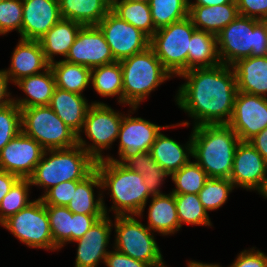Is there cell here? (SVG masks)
I'll use <instances>...</instances> for the list:
<instances>
[{
	"mask_svg": "<svg viewBox=\"0 0 267 267\" xmlns=\"http://www.w3.org/2000/svg\"><path fill=\"white\" fill-rule=\"evenodd\" d=\"M178 77L186 81L180 85L175 102L194 119L193 126L229 123L238 91L232 66L221 63L195 68Z\"/></svg>",
	"mask_w": 267,
	"mask_h": 267,
	"instance_id": "1",
	"label": "cell"
},
{
	"mask_svg": "<svg viewBox=\"0 0 267 267\" xmlns=\"http://www.w3.org/2000/svg\"><path fill=\"white\" fill-rule=\"evenodd\" d=\"M192 154L209 178L229 179L238 135L228 124L193 126Z\"/></svg>",
	"mask_w": 267,
	"mask_h": 267,
	"instance_id": "2",
	"label": "cell"
},
{
	"mask_svg": "<svg viewBox=\"0 0 267 267\" xmlns=\"http://www.w3.org/2000/svg\"><path fill=\"white\" fill-rule=\"evenodd\" d=\"M95 169L100 176L102 190L110 191L113 206L109 211H114L115 216L141 217L147 200L153 196L145 185L142 175L109 159L97 161Z\"/></svg>",
	"mask_w": 267,
	"mask_h": 267,
	"instance_id": "3",
	"label": "cell"
},
{
	"mask_svg": "<svg viewBox=\"0 0 267 267\" xmlns=\"http://www.w3.org/2000/svg\"><path fill=\"white\" fill-rule=\"evenodd\" d=\"M49 155V157H47ZM96 161L79 145L45 150L33 174L31 185L50 188L65 181H81L95 169Z\"/></svg>",
	"mask_w": 267,
	"mask_h": 267,
	"instance_id": "4",
	"label": "cell"
},
{
	"mask_svg": "<svg viewBox=\"0 0 267 267\" xmlns=\"http://www.w3.org/2000/svg\"><path fill=\"white\" fill-rule=\"evenodd\" d=\"M120 64L123 75V104L132 108V114L156 87L173 77L150 47L121 60Z\"/></svg>",
	"mask_w": 267,
	"mask_h": 267,
	"instance_id": "5",
	"label": "cell"
},
{
	"mask_svg": "<svg viewBox=\"0 0 267 267\" xmlns=\"http://www.w3.org/2000/svg\"><path fill=\"white\" fill-rule=\"evenodd\" d=\"M216 36L222 64L231 66L242 58L267 55L266 25L258 19L239 15Z\"/></svg>",
	"mask_w": 267,
	"mask_h": 267,
	"instance_id": "6",
	"label": "cell"
},
{
	"mask_svg": "<svg viewBox=\"0 0 267 267\" xmlns=\"http://www.w3.org/2000/svg\"><path fill=\"white\" fill-rule=\"evenodd\" d=\"M136 215H116L114 247L117 251L148 264L150 267H167L154 238V233Z\"/></svg>",
	"mask_w": 267,
	"mask_h": 267,
	"instance_id": "7",
	"label": "cell"
},
{
	"mask_svg": "<svg viewBox=\"0 0 267 267\" xmlns=\"http://www.w3.org/2000/svg\"><path fill=\"white\" fill-rule=\"evenodd\" d=\"M22 132L45 150L67 149L77 145V135L49 105L21 109Z\"/></svg>",
	"mask_w": 267,
	"mask_h": 267,
	"instance_id": "8",
	"label": "cell"
},
{
	"mask_svg": "<svg viewBox=\"0 0 267 267\" xmlns=\"http://www.w3.org/2000/svg\"><path fill=\"white\" fill-rule=\"evenodd\" d=\"M195 30L196 28L188 16L157 29L150 37L149 47L173 77L187 71L188 48Z\"/></svg>",
	"mask_w": 267,
	"mask_h": 267,
	"instance_id": "9",
	"label": "cell"
},
{
	"mask_svg": "<svg viewBox=\"0 0 267 267\" xmlns=\"http://www.w3.org/2000/svg\"><path fill=\"white\" fill-rule=\"evenodd\" d=\"M124 113L115 111L103 102H91L87 110L85 121L80 134L77 136V145L81 146L96 162L104 160L102 151L112 148L117 140ZM81 133L90 139L88 144Z\"/></svg>",
	"mask_w": 267,
	"mask_h": 267,
	"instance_id": "10",
	"label": "cell"
},
{
	"mask_svg": "<svg viewBox=\"0 0 267 267\" xmlns=\"http://www.w3.org/2000/svg\"><path fill=\"white\" fill-rule=\"evenodd\" d=\"M1 226L28 247L47 251L58 249L53 242L46 206L40 197L9 217Z\"/></svg>",
	"mask_w": 267,
	"mask_h": 267,
	"instance_id": "11",
	"label": "cell"
},
{
	"mask_svg": "<svg viewBox=\"0 0 267 267\" xmlns=\"http://www.w3.org/2000/svg\"><path fill=\"white\" fill-rule=\"evenodd\" d=\"M180 125L188 127L190 123L183 121L172 126H159L141 117H132L130 114L128 116L124 114L117 137L120 141L118 148L119 160L110 155H106L105 159L123 164L130 157L150 151L157 135L161 132L160 130Z\"/></svg>",
	"mask_w": 267,
	"mask_h": 267,
	"instance_id": "12",
	"label": "cell"
},
{
	"mask_svg": "<svg viewBox=\"0 0 267 267\" xmlns=\"http://www.w3.org/2000/svg\"><path fill=\"white\" fill-rule=\"evenodd\" d=\"M97 26L103 32L116 61L143 52L149 47L150 38L145 33L120 19L111 10Z\"/></svg>",
	"mask_w": 267,
	"mask_h": 267,
	"instance_id": "13",
	"label": "cell"
},
{
	"mask_svg": "<svg viewBox=\"0 0 267 267\" xmlns=\"http://www.w3.org/2000/svg\"><path fill=\"white\" fill-rule=\"evenodd\" d=\"M228 125L240 141L249 142L267 127V97L237 91Z\"/></svg>",
	"mask_w": 267,
	"mask_h": 267,
	"instance_id": "14",
	"label": "cell"
},
{
	"mask_svg": "<svg viewBox=\"0 0 267 267\" xmlns=\"http://www.w3.org/2000/svg\"><path fill=\"white\" fill-rule=\"evenodd\" d=\"M90 69L116 62L103 32L97 25L82 26L65 59Z\"/></svg>",
	"mask_w": 267,
	"mask_h": 267,
	"instance_id": "15",
	"label": "cell"
},
{
	"mask_svg": "<svg viewBox=\"0 0 267 267\" xmlns=\"http://www.w3.org/2000/svg\"><path fill=\"white\" fill-rule=\"evenodd\" d=\"M45 149L22 131L0 151V169L29 178L40 162Z\"/></svg>",
	"mask_w": 267,
	"mask_h": 267,
	"instance_id": "16",
	"label": "cell"
},
{
	"mask_svg": "<svg viewBox=\"0 0 267 267\" xmlns=\"http://www.w3.org/2000/svg\"><path fill=\"white\" fill-rule=\"evenodd\" d=\"M266 174L267 161L249 142L240 141L235 150L233 169L229 178L234 187L257 190Z\"/></svg>",
	"mask_w": 267,
	"mask_h": 267,
	"instance_id": "17",
	"label": "cell"
},
{
	"mask_svg": "<svg viewBox=\"0 0 267 267\" xmlns=\"http://www.w3.org/2000/svg\"><path fill=\"white\" fill-rule=\"evenodd\" d=\"M20 39L39 40L60 19L59 0H22Z\"/></svg>",
	"mask_w": 267,
	"mask_h": 267,
	"instance_id": "18",
	"label": "cell"
},
{
	"mask_svg": "<svg viewBox=\"0 0 267 267\" xmlns=\"http://www.w3.org/2000/svg\"><path fill=\"white\" fill-rule=\"evenodd\" d=\"M113 221L105 215L99 219L82 238L74 241L77 243V254L74 267H97L99 262L108 255L107 246L110 241Z\"/></svg>",
	"mask_w": 267,
	"mask_h": 267,
	"instance_id": "19",
	"label": "cell"
},
{
	"mask_svg": "<svg viewBox=\"0 0 267 267\" xmlns=\"http://www.w3.org/2000/svg\"><path fill=\"white\" fill-rule=\"evenodd\" d=\"M11 54V65L3 71L14 84L24 77L41 73L50 66L38 40H19Z\"/></svg>",
	"mask_w": 267,
	"mask_h": 267,
	"instance_id": "20",
	"label": "cell"
},
{
	"mask_svg": "<svg viewBox=\"0 0 267 267\" xmlns=\"http://www.w3.org/2000/svg\"><path fill=\"white\" fill-rule=\"evenodd\" d=\"M231 66L239 92L267 97V55L242 58Z\"/></svg>",
	"mask_w": 267,
	"mask_h": 267,
	"instance_id": "21",
	"label": "cell"
},
{
	"mask_svg": "<svg viewBox=\"0 0 267 267\" xmlns=\"http://www.w3.org/2000/svg\"><path fill=\"white\" fill-rule=\"evenodd\" d=\"M91 104L80 94L55 88L49 106L77 136L83 128Z\"/></svg>",
	"mask_w": 267,
	"mask_h": 267,
	"instance_id": "22",
	"label": "cell"
},
{
	"mask_svg": "<svg viewBox=\"0 0 267 267\" xmlns=\"http://www.w3.org/2000/svg\"><path fill=\"white\" fill-rule=\"evenodd\" d=\"M14 85L25 94V98H13V102L20 108L49 105L56 88L55 77L50 66L41 73L24 77Z\"/></svg>",
	"mask_w": 267,
	"mask_h": 267,
	"instance_id": "23",
	"label": "cell"
},
{
	"mask_svg": "<svg viewBox=\"0 0 267 267\" xmlns=\"http://www.w3.org/2000/svg\"><path fill=\"white\" fill-rule=\"evenodd\" d=\"M95 187L100 191L102 189L101 179L96 169L77 184L74 195L66 207L75 214L108 216L104 197L100 191L97 199L95 198L93 189Z\"/></svg>",
	"mask_w": 267,
	"mask_h": 267,
	"instance_id": "24",
	"label": "cell"
},
{
	"mask_svg": "<svg viewBox=\"0 0 267 267\" xmlns=\"http://www.w3.org/2000/svg\"><path fill=\"white\" fill-rule=\"evenodd\" d=\"M239 16L237 3L215 6L189 5V17L197 30L217 35Z\"/></svg>",
	"mask_w": 267,
	"mask_h": 267,
	"instance_id": "25",
	"label": "cell"
},
{
	"mask_svg": "<svg viewBox=\"0 0 267 267\" xmlns=\"http://www.w3.org/2000/svg\"><path fill=\"white\" fill-rule=\"evenodd\" d=\"M150 153L161 168L171 175L190 161L189 156H193L192 137L190 135L189 141L182 145L160 132L152 144Z\"/></svg>",
	"mask_w": 267,
	"mask_h": 267,
	"instance_id": "26",
	"label": "cell"
},
{
	"mask_svg": "<svg viewBox=\"0 0 267 267\" xmlns=\"http://www.w3.org/2000/svg\"><path fill=\"white\" fill-rule=\"evenodd\" d=\"M148 208L147 227L161 235H171L181 229L173 193L153 195Z\"/></svg>",
	"mask_w": 267,
	"mask_h": 267,
	"instance_id": "27",
	"label": "cell"
},
{
	"mask_svg": "<svg viewBox=\"0 0 267 267\" xmlns=\"http://www.w3.org/2000/svg\"><path fill=\"white\" fill-rule=\"evenodd\" d=\"M82 26L78 22L61 18L38 40L43 49L45 59L49 64L55 62V55L67 57L70 47L74 44L75 38Z\"/></svg>",
	"mask_w": 267,
	"mask_h": 267,
	"instance_id": "28",
	"label": "cell"
},
{
	"mask_svg": "<svg viewBox=\"0 0 267 267\" xmlns=\"http://www.w3.org/2000/svg\"><path fill=\"white\" fill-rule=\"evenodd\" d=\"M60 15L83 26L97 25L111 10L107 0H59Z\"/></svg>",
	"mask_w": 267,
	"mask_h": 267,
	"instance_id": "29",
	"label": "cell"
},
{
	"mask_svg": "<svg viewBox=\"0 0 267 267\" xmlns=\"http://www.w3.org/2000/svg\"><path fill=\"white\" fill-rule=\"evenodd\" d=\"M221 64L217 49V36L195 30L190 39L187 54V71L195 68H211Z\"/></svg>",
	"mask_w": 267,
	"mask_h": 267,
	"instance_id": "30",
	"label": "cell"
},
{
	"mask_svg": "<svg viewBox=\"0 0 267 267\" xmlns=\"http://www.w3.org/2000/svg\"><path fill=\"white\" fill-rule=\"evenodd\" d=\"M55 77L56 87L83 95L82 92L91 83V69L80 65L55 61L50 64Z\"/></svg>",
	"mask_w": 267,
	"mask_h": 267,
	"instance_id": "31",
	"label": "cell"
},
{
	"mask_svg": "<svg viewBox=\"0 0 267 267\" xmlns=\"http://www.w3.org/2000/svg\"><path fill=\"white\" fill-rule=\"evenodd\" d=\"M91 84L102 97L118 96L123 104V75L120 61L91 69Z\"/></svg>",
	"mask_w": 267,
	"mask_h": 267,
	"instance_id": "32",
	"label": "cell"
},
{
	"mask_svg": "<svg viewBox=\"0 0 267 267\" xmlns=\"http://www.w3.org/2000/svg\"><path fill=\"white\" fill-rule=\"evenodd\" d=\"M123 165L142 175L144 183L152 195L164 194L160 188L164 179L170 175L153 159L150 151L128 158Z\"/></svg>",
	"mask_w": 267,
	"mask_h": 267,
	"instance_id": "33",
	"label": "cell"
},
{
	"mask_svg": "<svg viewBox=\"0 0 267 267\" xmlns=\"http://www.w3.org/2000/svg\"><path fill=\"white\" fill-rule=\"evenodd\" d=\"M111 11L120 19L140 29L149 38L157 30L154 26L149 3L140 1H115Z\"/></svg>",
	"mask_w": 267,
	"mask_h": 267,
	"instance_id": "34",
	"label": "cell"
},
{
	"mask_svg": "<svg viewBox=\"0 0 267 267\" xmlns=\"http://www.w3.org/2000/svg\"><path fill=\"white\" fill-rule=\"evenodd\" d=\"M180 227L187 225L212 226L209 214L197 194H174Z\"/></svg>",
	"mask_w": 267,
	"mask_h": 267,
	"instance_id": "35",
	"label": "cell"
},
{
	"mask_svg": "<svg viewBox=\"0 0 267 267\" xmlns=\"http://www.w3.org/2000/svg\"><path fill=\"white\" fill-rule=\"evenodd\" d=\"M149 6L156 29L189 16L188 0H150Z\"/></svg>",
	"mask_w": 267,
	"mask_h": 267,
	"instance_id": "36",
	"label": "cell"
},
{
	"mask_svg": "<svg viewBox=\"0 0 267 267\" xmlns=\"http://www.w3.org/2000/svg\"><path fill=\"white\" fill-rule=\"evenodd\" d=\"M174 182L173 194H197L209 179L207 173L195 162L189 161L178 171L170 175Z\"/></svg>",
	"mask_w": 267,
	"mask_h": 267,
	"instance_id": "37",
	"label": "cell"
},
{
	"mask_svg": "<svg viewBox=\"0 0 267 267\" xmlns=\"http://www.w3.org/2000/svg\"><path fill=\"white\" fill-rule=\"evenodd\" d=\"M54 245L62 248L72 242L73 213L66 206L45 205Z\"/></svg>",
	"mask_w": 267,
	"mask_h": 267,
	"instance_id": "38",
	"label": "cell"
},
{
	"mask_svg": "<svg viewBox=\"0 0 267 267\" xmlns=\"http://www.w3.org/2000/svg\"><path fill=\"white\" fill-rule=\"evenodd\" d=\"M30 186L29 178H19L3 197L0 203V225L32 202L28 194Z\"/></svg>",
	"mask_w": 267,
	"mask_h": 267,
	"instance_id": "39",
	"label": "cell"
},
{
	"mask_svg": "<svg viewBox=\"0 0 267 267\" xmlns=\"http://www.w3.org/2000/svg\"><path fill=\"white\" fill-rule=\"evenodd\" d=\"M234 185L227 178H209L198 196L207 211L217 210L224 205L229 194L234 190Z\"/></svg>",
	"mask_w": 267,
	"mask_h": 267,
	"instance_id": "40",
	"label": "cell"
},
{
	"mask_svg": "<svg viewBox=\"0 0 267 267\" xmlns=\"http://www.w3.org/2000/svg\"><path fill=\"white\" fill-rule=\"evenodd\" d=\"M21 131V109L14 102L0 107V151Z\"/></svg>",
	"mask_w": 267,
	"mask_h": 267,
	"instance_id": "41",
	"label": "cell"
},
{
	"mask_svg": "<svg viewBox=\"0 0 267 267\" xmlns=\"http://www.w3.org/2000/svg\"><path fill=\"white\" fill-rule=\"evenodd\" d=\"M22 0L0 1V35L16 30L21 36Z\"/></svg>",
	"mask_w": 267,
	"mask_h": 267,
	"instance_id": "42",
	"label": "cell"
},
{
	"mask_svg": "<svg viewBox=\"0 0 267 267\" xmlns=\"http://www.w3.org/2000/svg\"><path fill=\"white\" fill-rule=\"evenodd\" d=\"M80 181H65L50 188L40 198L45 205L67 206Z\"/></svg>",
	"mask_w": 267,
	"mask_h": 267,
	"instance_id": "43",
	"label": "cell"
},
{
	"mask_svg": "<svg viewBox=\"0 0 267 267\" xmlns=\"http://www.w3.org/2000/svg\"><path fill=\"white\" fill-rule=\"evenodd\" d=\"M239 15L260 21L267 19V0H236Z\"/></svg>",
	"mask_w": 267,
	"mask_h": 267,
	"instance_id": "44",
	"label": "cell"
},
{
	"mask_svg": "<svg viewBox=\"0 0 267 267\" xmlns=\"http://www.w3.org/2000/svg\"><path fill=\"white\" fill-rule=\"evenodd\" d=\"M255 249L241 251L229 267H267V255Z\"/></svg>",
	"mask_w": 267,
	"mask_h": 267,
	"instance_id": "45",
	"label": "cell"
},
{
	"mask_svg": "<svg viewBox=\"0 0 267 267\" xmlns=\"http://www.w3.org/2000/svg\"><path fill=\"white\" fill-rule=\"evenodd\" d=\"M105 215H85L73 213V225H72V242L83 235L101 218Z\"/></svg>",
	"mask_w": 267,
	"mask_h": 267,
	"instance_id": "46",
	"label": "cell"
},
{
	"mask_svg": "<svg viewBox=\"0 0 267 267\" xmlns=\"http://www.w3.org/2000/svg\"><path fill=\"white\" fill-rule=\"evenodd\" d=\"M104 264L107 267H150L148 264L133 259L116 249L110 251L105 258Z\"/></svg>",
	"mask_w": 267,
	"mask_h": 267,
	"instance_id": "47",
	"label": "cell"
},
{
	"mask_svg": "<svg viewBox=\"0 0 267 267\" xmlns=\"http://www.w3.org/2000/svg\"><path fill=\"white\" fill-rule=\"evenodd\" d=\"M19 179L15 174L0 169V203L3 197L9 192L13 184Z\"/></svg>",
	"mask_w": 267,
	"mask_h": 267,
	"instance_id": "48",
	"label": "cell"
},
{
	"mask_svg": "<svg viewBox=\"0 0 267 267\" xmlns=\"http://www.w3.org/2000/svg\"><path fill=\"white\" fill-rule=\"evenodd\" d=\"M249 143L267 161V127L252 138Z\"/></svg>",
	"mask_w": 267,
	"mask_h": 267,
	"instance_id": "49",
	"label": "cell"
},
{
	"mask_svg": "<svg viewBox=\"0 0 267 267\" xmlns=\"http://www.w3.org/2000/svg\"><path fill=\"white\" fill-rule=\"evenodd\" d=\"M9 78L5 75L3 70H0V107H4L13 102L12 95L8 92Z\"/></svg>",
	"mask_w": 267,
	"mask_h": 267,
	"instance_id": "50",
	"label": "cell"
},
{
	"mask_svg": "<svg viewBox=\"0 0 267 267\" xmlns=\"http://www.w3.org/2000/svg\"><path fill=\"white\" fill-rule=\"evenodd\" d=\"M194 2L188 0L189 5H200V6H215L227 3H236V0H196Z\"/></svg>",
	"mask_w": 267,
	"mask_h": 267,
	"instance_id": "51",
	"label": "cell"
},
{
	"mask_svg": "<svg viewBox=\"0 0 267 267\" xmlns=\"http://www.w3.org/2000/svg\"><path fill=\"white\" fill-rule=\"evenodd\" d=\"M188 267H222L219 264H213V263H203V262H198V261H189L187 263Z\"/></svg>",
	"mask_w": 267,
	"mask_h": 267,
	"instance_id": "52",
	"label": "cell"
},
{
	"mask_svg": "<svg viewBox=\"0 0 267 267\" xmlns=\"http://www.w3.org/2000/svg\"><path fill=\"white\" fill-rule=\"evenodd\" d=\"M261 196L267 198V174L262 179L261 185L256 190Z\"/></svg>",
	"mask_w": 267,
	"mask_h": 267,
	"instance_id": "53",
	"label": "cell"
},
{
	"mask_svg": "<svg viewBox=\"0 0 267 267\" xmlns=\"http://www.w3.org/2000/svg\"><path fill=\"white\" fill-rule=\"evenodd\" d=\"M118 1H129V2L140 1V2L149 3L150 0H118Z\"/></svg>",
	"mask_w": 267,
	"mask_h": 267,
	"instance_id": "54",
	"label": "cell"
},
{
	"mask_svg": "<svg viewBox=\"0 0 267 267\" xmlns=\"http://www.w3.org/2000/svg\"><path fill=\"white\" fill-rule=\"evenodd\" d=\"M111 5L115 2V1H118V0H107Z\"/></svg>",
	"mask_w": 267,
	"mask_h": 267,
	"instance_id": "55",
	"label": "cell"
},
{
	"mask_svg": "<svg viewBox=\"0 0 267 267\" xmlns=\"http://www.w3.org/2000/svg\"><path fill=\"white\" fill-rule=\"evenodd\" d=\"M262 21L265 23V25H266V31H267V19L262 20Z\"/></svg>",
	"mask_w": 267,
	"mask_h": 267,
	"instance_id": "56",
	"label": "cell"
}]
</instances>
